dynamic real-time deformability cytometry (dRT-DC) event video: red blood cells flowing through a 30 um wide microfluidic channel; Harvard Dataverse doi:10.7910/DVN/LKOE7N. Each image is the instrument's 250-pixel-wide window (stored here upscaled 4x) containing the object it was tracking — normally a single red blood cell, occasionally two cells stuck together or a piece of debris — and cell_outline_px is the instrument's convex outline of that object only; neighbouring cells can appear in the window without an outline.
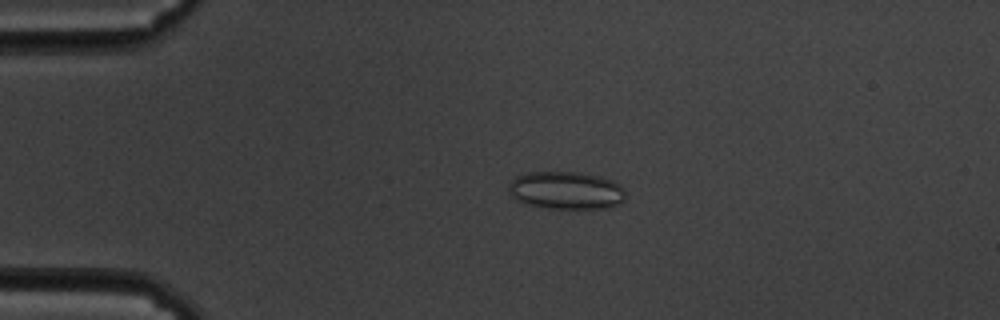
{"species": "common noctule bat (a hibernating species)", "species_latin": "Nyctalus noctula", "temperature_condition": "cold", "stored_images_in_passage": 57, "camera_frame_rate_fps": 3000, "um_per_image_px": 0.085, "animal": {"sex": "male", "body_mass_g": 19.5, "forearm_length_mm": 54.6}, "frame": {"image": 1, "passage_image": 12, "time_ms": 3.667, "image_size_px": [1000, 320], "cell_outline_px": [[624, 200], [620, 204], [608, 208], [548, 208], [528, 204], [516, 200], [512, 196], [508, 188], [508, 184], [516, 176], [528, 172], [580, 172], [604, 176], [620, 184], [624, 188]], "centroid_in_image_um": [48.15, 16.17], "position_along_channel_um": 36.9, "area_um2": 25.95}}
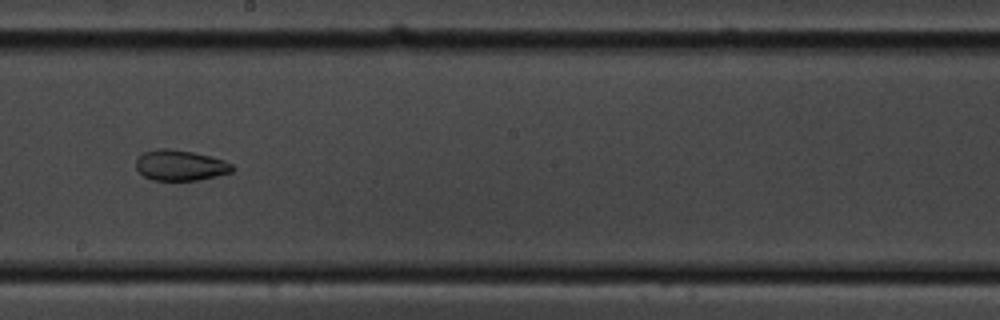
{"frame": {"image": 2, "passage_image": 32, "time_ms": 10.333, "image_size_px": [1000, 320], "cell_outline_px": [[236, 168], [232, 172], [216, 176], [196, 180], [152, 180], [144, 176], [136, 168], [136, 160], [144, 152], [156, 148], [164, 148], [192, 152], [224, 160], [232, 164]], "centroid_in_image_um": [15.33, 14.05], "position_along_channel_um": 232.9, "area_um2": 17.05}}
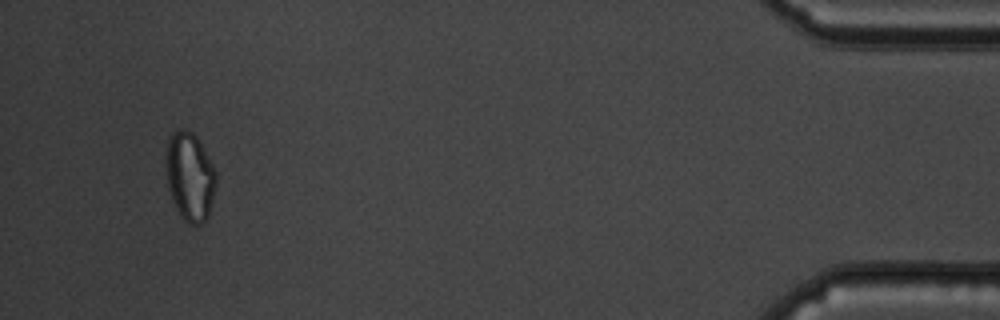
{"frame": {"image": 3, "passage_image": 54, "time_ms": 17.667, "image_size_px": [1000, 320], "cell_outline_px": [[216, 184], [208, 216], [200, 224], [188, 224], [180, 216], [172, 200], [168, 188], [164, 156], [168, 140], [172, 132], [180, 128], [184, 128], [192, 132], [196, 136], [212, 164], [216, 172]], "centroid_in_image_um": [16.1, 14.99], "position_along_channel_um": 419.1, "area_um2": 26.01}, "authors_computed_cell_mechanics": {"area_um2": 23.2934, "velocity_mm_per_s": 3.4879, "shape_relaxation_time_tau1_ms": null, "shape_relaxation_time_tau2_ms": 1.7007, "deformation_change_tau1": null, "deformation_change_tau2": 0.0568}}